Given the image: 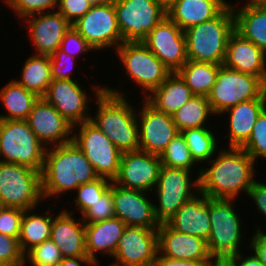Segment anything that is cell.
<instances>
[{
  "label": "cell",
  "instance_id": "45",
  "mask_svg": "<svg viewBox=\"0 0 266 266\" xmlns=\"http://www.w3.org/2000/svg\"><path fill=\"white\" fill-rule=\"evenodd\" d=\"M75 60V61H74ZM76 63V58L66 54L63 50L58 48L50 56L51 76L52 80H71L72 69Z\"/></svg>",
  "mask_w": 266,
  "mask_h": 266
},
{
  "label": "cell",
  "instance_id": "50",
  "mask_svg": "<svg viewBox=\"0 0 266 266\" xmlns=\"http://www.w3.org/2000/svg\"><path fill=\"white\" fill-rule=\"evenodd\" d=\"M244 256L243 251L224 259L219 266H265L253 251Z\"/></svg>",
  "mask_w": 266,
  "mask_h": 266
},
{
  "label": "cell",
  "instance_id": "48",
  "mask_svg": "<svg viewBox=\"0 0 266 266\" xmlns=\"http://www.w3.org/2000/svg\"><path fill=\"white\" fill-rule=\"evenodd\" d=\"M247 196L257 206V211L266 219V183L255 180L248 191ZM251 197V198H250Z\"/></svg>",
  "mask_w": 266,
  "mask_h": 266
},
{
  "label": "cell",
  "instance_id": "42",
  "mask_svg": "<svg viewBox=\"0 0 266 266\" xmlns=\"http://www.w3.org/2000/svg\"><path fill=\"white\" fill-rule=\"evenodd\" d=\"M115 217L114 200L112 197V183L110 188L100 199L93 203L82 215L81 219L85 225L105 221Z\"/></svg>",
  "mask_w": 266,
  "mask_h": 266
},
{
  "label": "cell",
  "instance_id": "30",
  "mask_svg": "<svg viewBox=\"0 0 266 266\" xmlns=\"http://www.w3.org/2000/svg\"><path fill=\"white\" fill-rule=\"evenodd\" d=\"M193 95L181 76L177 72H172L144 99L156 110L172 115Z\"/></svg>",
  "mask_w": 266,
  "mask_h": 266
},
{
  "label": "cell",
  "instance_id": "55",
  "mask_svg": "<svg viewBox=\"0 0 266 266\" xmlns=\"http://www.w3.org/2000/svg\"><path fill=\"white\" fill-rule=\"evenodd\" d=\"M260 3H263L266 6V0H257Z\"/></svg>",
  "mask_w": 266,
  "mask_h": 266
},
{
  "label": "cell",
  "instance_id": "53",
  "mask_svg": "<svg viewBox=\"0 0 266 266\" xmlns=\"http://www.w3.org/2000/svg\"><path fill=\"white\" fill-rule=\"evenodd\" d=\"M166 10L178 0H157Z\"/></svg>",
  "mask_w": 266,
  "mask_h": 266
},
{
  "label": "cell",
  "instance_id": "57",
  "mask_svg": "<svg viewBox=\"0 0 266 266\" xmlns=\"http://www.w3.org/2000/svg\"><path fill=\"white\" fill-rule=\"evenodd\" d=\"M3 1H4L3 3H5V5H7V1H8V0H3Z\"/></svg>",
  "mask_w": 266,
  "mask_h": 266
},
{
  "label": "cell",
  "instance_id": "36",
  "mask_svg": "<svg viewBox=\"0 0 266 266\" xmlns=\"http://www.w3.org/2000/svg\"><path fill=\"white\" fill-rule=\"evenodd\" d=\"M181 134L186 141L192 158L197 164H200L199 169H197V176H200L201 163L209 162L220 150L217 148L220 140L217 139L216 133L214 134L211 131V127L210 129L209 127L186 129L181 131Z\"/></svg>",
  "mask_w": 266,
  "mask_h": 266
},
{
  "label": "cell",
  "instance_id": "52",
  "mask_svg": "<svg viewBox=\"0 0 266 266\" xmlns=\"http://www.w3.org/2000/svg\"><path fill=\"white\" fill-rule=\"evenodd\" d=\"M84 263V264H83ZM96 266L88 256L63 258L58 266Z\"/></svg>",
  "mask_w": 266,
  "mask_h": 266
},
{
  "label": "cell",
  "instance_id": "39",
  "mask_svg": "<svg viewBox=\"0 0 266 266\" xmlns=\"http://www.w3.org/2000/svg\"><path fill=\"white\" fill-rule=\"evenodd\" d=\"M59 247L51 240H46L33 247L25 254L24 264L31 266H58L63 260Z\"/></svg>",
  "mask_w": 266,
  "mask_h": 266
},
{
  "label": "cell",
  "instance_id": "9",
  "mask_svg": "<svg viewBox=\"0 0 266 266\" xmlns=\"http://www.w3.org/2000/svg\"><path fill=\"white\" fill-rule=\"evenodd\" d=\"M125 73L146 98L172 73L142 41L123 42L115 50Z\"/></svg>",
  "mask_w": 266,
  "mask_h": 266
},
{
  "label": "cell",
  "instance_id": "56",
  "mask_svg": "<svg viewBox=\"0 0 266 266\" xmlns=\"http://www.w3.org/2000/svg\"><path fill=\"white\" fill-rule=\"evenodd\" d=\"M105 2H116L117 0H104Z\"/></svg>",
  "mask_w": 266,
  "mask_h": 266
},
{
  "label": "cell",
  "instance_id": "37",
  "mask_svg": "<svg viewBox=\"0 0 266 266\" xmlns=\"http://www.w3.org/2000/svg\"><path fill=\"white\" fill-rule=\"evenodd\" d=\"M159 158L161 159L162 166L170 168L192 171L196 168L194 166L197 164L192 158L181 132L169 142Z\"/></svg>",
  "mask_w": 266,
  "mask_h": 266
},
{
  "label": "cell",
  "instance_id": "7",
  "mask_svg": "<svg viewBox=\"0 0 266 266\" xmlns=\"http://www.w3.org/2000/svg\"><path fill=\"white\" fill-rule=\"evenodd\" d=\"M41 200V172L0 160V206L27 210L37 208Z\"/></svg>",
  "mask_w": 266,
  "mask_h": 266
},
{
  "label": "cell",
  "instance_id": "43",
  "mask_svg": "<svg viewBox=\"0 0 266 266\" xmlns=\"http://www.w3.org/2000/svg\"><path fill=\"white\" fill-rule=\"evenodd\" d=\"M24 261L19 239L0 233V263L3 266H25Z\"/></svg>",
  "mask_w": 266,
  "mask_h": 266
},
{
  "label": "cell",
  "instance_id": "20",
  "mask_svg": "<svg viewBox=\"0 0 266 266\" xmlns=\"http://www.w3.org/2000/svg\"><path fill=\"white\" fill-rule=\"evenodd\" d=\"M27 122L45 146H58L72 141L73 126L43 97L30 111Z\"/></svg>",
  "mask_w": 266,
  "mask_h": 266
},
{
  "label": "cell",
  "instance_id": "8",
  "mask_svg": "<svg viewBox=\"0 0 266 266\" xmlns=\"http://www.w3.org/2000/svg\"><path fill=\"white\" fill-rule=\"evenodd\" d=\"M192 171L162 166L154 188L157 203H154L155 219L159 224L168 222L179 208L200 193V180L190 176Z\"/></svg>",
  "mask_w": 266,
  "mask_h": 266
},
{
  "label": "cell",
  "instance_id": "22",
  "mask_svg": "<svg viewBox=\"0 0 266 266\" xmlns=\"http://www.w3.org/2000/svg\"><path fill=\"white\" fill-rule=\"evenodd\" d=\"M158 253L179 260H214L210 255L207 241L191 234L180 233L167 223L157 229Z\"/></svg>",
  "mask_w": 266,
  "mask_h": 266
},
{
  "label": "cell",
  "instance_id": "51",
  "mask_svg": "<svg viewBox=\"0 0 266 266\" xmlns=\"http://www.w3.org/2000/svg\"><path fill=\"white\" fill-rule=\"evenodd\" d=\"M257 231L251 236L252 238H248L250 240L249 247L250 251H253L255 255L259 258V260L266 266V232L261 229L259 226H255Z\"/></svg>",
  "mask_w": 266,
  "mask_h": 266
},
{
  "label": "cell",
  "instance_id": "11",
  "mask_svg": "<svg viewBox=\"0 0 266 266\" xmlns=\"http://www.w3.org/2000/svg\"><path fill=\"white\" fill-rule=\"evenodd\" d=\"M72 141L85 154L99 177L111 181L117 177L122 152L94 124L87 121L74 126Z\"/></svg>",
  "mask_w": 266,
  "mask_h": 266
},
{
  "label": "cell",
  "instance_id": "35",
  "mask_svg": "<svg viewBox=\"0 0 266 266\" xmlns=\"http://www.w3.org/2000/svg\"><path fill=\"white\" fill-rule=\"evenodd\" d=\"M214 116L211 105L206 96L193 95L188 102L172 114V118L179 132L200 127H208L206 121ZM208 119V120H207Z\"/></svg>",
  "mask_w": 266,
  "mask_h": 266
},
{
  "label": "cell",
  "instance_id": "40",
  "mask_svg": "<svg viewBox=\"0 0 266 266\" xmlns=\"http://www.w3.org/2000/svg\"><path fill=\"white\" fill-rule=\"evenodd\" d=\"M241 148L244 149L256 163L260 157L266 160V107L258 116L252 128L250 138Z\"/></svg>",
  "mask_w": 266,
  "mask_h": 266
},
{
  "label": "cell",
  "instance_id": "13",
  "mask_svg": "<svg viewBox=\"0 0 266 266\" xmlns=\"http://www.w3.org/2000/svg\"><path fill=\"white\" fill-rule=\"evenodd\" d=\"M72 26L96 52L106 48L116 50L124 42L117 25L113 2L94 4Z\"/></svg>",
  "mask_w": 266,
  "mask_h": 266
},
{
  "label": "cell",
  "instance_id": "4",
  "mask_svg": "<svg viewBox=\"0 0 266 266\" xmlns=\"http://www.w3.org/2000/svg\"><path fill=\"white\" fill-rule=\"evenodd\" d=\"M234 30L232 4L217 17L186 29L188 60L223 65L228 40Z\"/></svg>",
  "mask_w": 266,
  "mask_h": 266
},
{
  "label": "cell",
  "instance_id": "23",
  "mask_svg": "<svg viewBox=\"0 0 266 266\" xmlns=\"http://www.w3.org/2000/svg\"><path fill=\"white\" fill-rule=\"evenodd\" d=\"M223 65L259 77L266 84V54L235 30L231 34Z\"/></svg>",
  "mask_w": 266,
  "mask_h": 266
},
{
  "label": "cell",
  "instance_id": "5",
  "mask_svg": "<svg viewBox=\"0 0 266 266\" xmlns=\"http://www.w3.org/2000/svg\"><path fill=\"white\" fill-rule=\"evenodd\" d=\"M236 201V199L209 198L211 231L207 247L218 264L243 249L240 247V243L244 240L241 224L243 221L237 212Z\"/></svg>",
  "mask_w": 266,
  "mask_h": 266
},
{
  "label": "cell",
  "instance_id": "34",
  "mask_svg": "<svg viewBox=\"0 0 266 266\" xmlns=\"http://www.w3.org/2000/svg\"><path fill=\"white\" fill-rule=\"evenodd\" d=\"M221 65L190 61L177 71L194 95L208 96L214 86Z\"/></svg>",
  "mask_w": 266,
  "mask_h": 266
},
{
  "label": "cell",
  "instance_id": "33",
  "mask_svg": "<svg viewBox=\"0 0 266 266\" xmlns=\"http://www.w3.org/2000/svg\"><path fill=\"white\" fill-rule=\"evenodd\" d=\"M20 68L21 76L15 80L27 90L43 97L52 82L50 56L30 55Z\"/></svg>",
  "mask_w": 266,
  "mask_h": 266
},
{
  "label": "cell",
  "instance_id": "41",
  "mask_svg": "<svg viewBox=\"0 0 266 266\" xmlns=\"http://www.w3.org/2000/svg\"><path fill=\"white\" fill-rule=\"evenodd\" d=\"M57 4L58 0H8L6 6L22 21L32 15L56 11Z\"/></svg>",
  "mask_w": 266,
  "mask_h": 266
},
{
  "label": "cell",
  "instance_id": "21",
  "mask_svg": "<svg viewBox=\"0 0 266 266\" xmlns=\"http://www.w3.org/2000/svg\"><path fill=\"white\" fill-rule=\"evenodd\" d=\"M27 23V31L36 55L51 56L58 48L64 34L72 24L57 10L36 14L22 21Z\"/></svg>",
  "mask_w": 266,
  "mask_h": 266
},
{
  "label": "cell",
  "instance_id": "16",
  "mask_svg": "<svg viewBox=\"0 0 266 266\" xmlns=\"http://www.w3.org/2000/svg\"><path fill=\"white\" fill-rule=\"evenodd\" d=\"M137 109L139 150L160 156L169 142L180 132L172 115L156 110L144 98Z\"/></svg>",
  "mask_w": 266,
  "mask_h": 266
},
{
  "label": "cell",
  "instance_id": "19",
  "mask_svg": "<svg viewBox=\"0 0 266 266\" xmlns=\"http://www.w3.org/2000/svg\"><path fill=\"white\" fill-rule=\"evenodd\" d=\"M150 192L127 189L112 181V197L115 217L127 226L158 229L155 219L153 199H148Z\"/></svg>",
  "mask_w": 266,
  "mask_h": 266
},
{
  "label": "cell",
  "instance_id": "10",
  "mask_svg": "<svg viewBox=\"0 0 266 266\" xmlns=\"http://www.w3.org/2000/svg\"><path fill=\"white\" fill-rule=\"evenodd\" d=\"M265 91L266 84L259 77L221 65L207 98L217 117L240 102L258 99Z\"/></svg>",
  "mask_w": 266,
  "mask_h": 266
},
{
  "label": "cell",
  "instance_id": "25",
  "mask_svg": "<svg viewBox=\"0 0 266 266\" xmlns=\"http://www.w3.org/2000/svg\"><path fill=\"white\" fill-rule=\"evenodd\" d=\"M266 107V91L258 98L246 100L225 110L220 117L226 113L229 125L225 137H229L227 147L241 148L250 138L252 128L262 110Z\"/></svg>",
  "mask_w": 266,
  "mask_h": 266
},
{
  "label": "cell",
  "instance_id": "44",
  "mask_svg": "<svg viewBox=\"0 0 266 266\" xmlns=\"http://www.w3.org/2000/svg\"><path fill=\"white\" fill-rule=\"evenodd\" d=\"M24 211L19 208L0 206V233L18 239Z\"/></svg>",
  "mask_w": 266,
  "mask_h": 266
},
{
  "label": "cell",
  "instance_id": "26",
  "mask_svg": "<svg viewBox=\"0 0 266 266\" xmlns=\"http://www.w3.org/2000/svg\"><path fill=\"white\" fill-rule=\"evenodd\" d=\"M166 223L180 233L196 235L207 241L211 231L209 197L197 194L184 203Z\"/></svg>",
  "mask_w": 266,
  "mask_h": 266
},
{
  "label": "cell",
  "instance_id": "15",
  "mask_svg": "<svg viewBox=\"0 0 266 266\" xmlns=\"http://www.w3.org/2000/svg\"><path fill=\"white\" fill-rule=\"evenodd\" d=\"M142 42L172 72H177L188 60L184 31L167 15Z\"/></svg>",
  "mask_w": 266,
  "mask_h": 266
},
{
  "label": "cell",
  "instance_id": "18",
  "mask_svg": "<svg viewBox=\"0 0 266 266\" xmlns=\"http://www.w3.org/2000/svg\"><path fill=\"white\" fill-rule=\"evenodd\" d=\"M77 81L75 78L52 80L43 96L73 127L90 121L91 115L90 92L86 93L87 90Z\"/></svg>",
  "mask_w": 266,
  "mask_h": 266
},
{
  "label": "cell",
  "instance_id": "24",
  "mask_svg": "<svg viewBox=\"0 0 266 266\" xmlns=\"http://www.w3.org/2000/svg\"><path fill=\"white\" fill-rule=\"evenodd\" d=\"M73 212L62 210L53 217L50 239L59 247L64 258L87 256L85 224L81 216L73 217Z\"/></svg>",
  "mask_w": 266,
  "mask_h": 266
},
{
  "label": "cell",
  "instance_id": "17",
  "mask_svg": "<svg viewBox=\"0 0 266 266\" xmlns=\"http://www.w3.org/2000/svg\"><path fill=\"white\" fill-rule=\"evenodd\" d=\"M161 159L142 150L124 152L121 155L119 172L113 182L121 187L149 192L157 185Z\"/></svg>",
  "mask_w": 266,
  "mask_h": 266
},
{
  "label": "cell",
  "instance_id": "2",
  "mask_svg": "<svg viewBox=\"0 0 266 266\" xmlns=\"http://www.w3.org/2000/svg\"><path fill=\"white\" fill-rule=\"evenodd\" d=\"M97 108L90 122L100 129L112 143L122 152L139 150V133L137 123V108L119 91L109 86L93 84ZM124 93V94H123Z\"/></svg>",
  "mask_w": 266,
  "mask_h": 266
},
{
  "label": "cell",
  "instance_id": "28",
  "mask_svg": "<svg viewBox=\"0 0 266 266\" xmlns=\"http://www.w3.org/2000/svg\"><path fill=\"white\" fill-rule=\"evenodd\" d=\"M230 3L226 0H178L166 10L183 31L217 17Z\"/></svg>",
  "mask_w": 266,
  "mask_h": 266
},
{
  "label": "cell",
  "instance_id": "14",
  "mask_svg": "<svg viewBox=\"0 0 266 266\" xmlns=\"http://www.w3.org/2000/svg\"><path fill=\"white\" fill-rule=\"evenodd\" d=\"M157 254V229L127 226L107 266H154Z\"/></svg>",
  "mask_w": 266,
  "mask_h": 266
},
{
  "label": "cell",
  "instance_id": "46",
  "mask_svg": "<svg viewBox=\"0 0 266 266\" xmlns=\"http://www.w3.org/2000/svg\"><path fill=\"white\" fill-rule=\"evenodd\" d=\"M60 49L74 58H78L80 56L77 54L84 55L87 52L95 51L73 26H71L64 34L60 44Z\"/></svg>",
  "mask_w": 266,
  "mask_h": 266
},
{
  "label": "cell",
  "instance_id": "1",
  "mask_svg": "<svg viewBox=\"0 0 266 266\" xmlns=\"http://www.w3.org/2000/svg\"><path fill=\"white\" fill-rule=\"evenodd\" d=\"M220 149L209 161L208 168L201 167L200 193L209 198L223 199H236L241 192L247 196L258 176L257 167H254L256 162L242 148Z\"/></svg>",
  "mask_w": 266,
  "mask_h": 266
},
{
  "label": "cell",
  "instance_id": "27",
  "mask_svg": "<svg viewBox=\"0 0 266 266\" xmlns=\"http://www.w3.org/2000/svg\"><path fill=\"white\" fill-rule=\"evenodd\" d=\"M127 225L117 217L105 221L85 225V241L87 256L99 264L97 253L113 258L117 244Z\"/></svg>",
  "mask_w": 266,
  "mask_h": 266
},
{
  "label": "cell",
  "instance_id": "12",
  "mask_svg": "<svg viewBox=\"0 0 266 266\" xmlns=\"http://www.w3.org/2000/svg\"><path fill=\"white\" fill-rule=\"evenodd\" d=\"M113 3L124 42L142 41L167 15L157 0H117Z\"/></svg>",
  "mask_w": 266,
  "mask_h": 266
},
{
  "label": "cell",
  "instance_id": "47",
  "mask_svg": "<svg viewBox=\"0 0 266 266\" xmlns=\"http://www.w3.org/2000/svg\"><path fill=\"white\" fill-rule=\"evenodd\" d=\"M93 5L89 0H58L57 11L73 24Z\"/></svg>",
  "mask_w": 266,
  "mask_h": 266
},
{
  "label": "cell",
  "instance_id": "31",
  "mask_svg": "<svg viewBox=\"0 0 266 266\" xmlns=\"http://www.w3.org/2000/svg\"><path fill=\"white\" fill-rule=\"evenodd\" d=\"M39 98L38 95L12 79L0 89V101L7 114H0V120H27Z\"/></svg>",
  "mask_w": 266,
  "mask_h": 266
},
{
  "label": "cell",
  "instance_id": "32",
  "mask_svg": "<svg viewBox=\"0 0 266 266\" xmlns=\"http://www.w3.org/2000/svg\"><path fill=\"white\" fill-rule=\"evenodd\" d=\"M34 209H38V207L25 210L21 220L20 235L18 239L21 250L24 254L43 241L50 239L51 226L54 217L51 214L54 212H50V205L47 208L49 209L48 212L50 214L48 212H44V214L42 213L41 215L35 212L31 214Z\"/></svg>",
  "mask_w": 266,
  "mask_h": 266
},
{
  "label": "cell",
  "instance_id": "49",
  "mask_svg": "<svg viewBox=\"0 0 266 266\" xmlns=\"http://www.w3.org/2000/svg\"><path fill=\"white\" fill-rule=\"evenodd\" d=\"M215 260H179L157 254L154 266H218Z\"/></svg>",
  "mask_w": 266,
  "mask_h": 266
},
{
  "label": "cell",
  "instance_id": "29",
  "mask_svg": "<svg viewBox=\"0 0 266 266\" xmlns=\"http://www.w3.org/2000/svg\"><path fill=\"white\" fill-rule=\"evenodd\" d=\"M232 9L235 31L266 54V6L257 0H247L237 10L233 4Z\"/></svg>",
  "mask_w": 266,
  "mask_h": 266
},
{
  "label": "cell",
  "instance_id": "6",
  "mask_svg": "<svg viewBox=\"0 0 266 266\" xmlns=\"http://www.w3.org/2000/svg\"><path fill=\"white\" fill-rule=\"evenodd\" d=\"M47 147L27 120H0V159L42 172Z\"/></svg>",
  "mask_w": 266,
  "mask_h": 266
},
{
  "label": "cell",
  "instance_id": "3",
  "mask_svg": "<svg viewBox=\"0 0 266 266\" xmlns=\"http://www.w3.org/2000/svg\"><path fill=\"white\" fill-rule=\"evenodd\" d=\"M97 178L94 167L73 141L51 146L46 149L41 172L43 202L70 190L74 192L80 184Z\"/></svg>",
  "mask_w": 266,
  "mask_h": 266
},
{
  "label": "cell",
  "instance_id": "38",
  "mask_svg": "<svg viewBox=\"0 0 266 266\" xmlns=\"http://www.w3.org/2000/svg\"><path fill=\"white\" fill-rule=\"evenodd\" d=\"M112 181L99 177L96 180L80 184L76 188V197L74 199V205L77 207L76 209L81 212L82 215L89 207L93 206V203L100 199L102 195L110 188Z\"/></svg>",
  "mask_w": 266,
  "mask_h": 266
},
{
  "label": "cell",
  "instance_id": "54",
  "mask_svg": "<svg viewBox=\"0 0 266 266\" xmlns=\"http://www.w3.org/2000/svg\"><path fill=\"white\" fill-rule=\"evenodd\" d=\"M90 2H92L93 4H101L104 3V0H89Z\"/></svg>",
  "mask_w": 266,
  "mask_h": 266
}]
</instances>
